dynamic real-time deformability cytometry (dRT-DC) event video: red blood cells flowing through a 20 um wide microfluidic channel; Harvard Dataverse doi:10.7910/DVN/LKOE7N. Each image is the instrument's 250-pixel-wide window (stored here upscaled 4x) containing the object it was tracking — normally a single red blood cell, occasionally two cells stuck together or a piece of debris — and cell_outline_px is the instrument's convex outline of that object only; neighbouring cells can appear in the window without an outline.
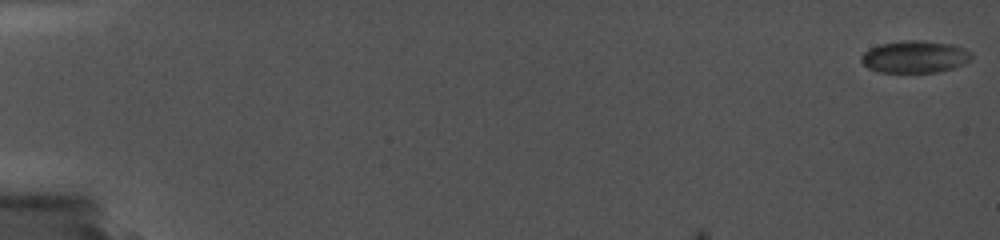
{"species": "common noctule bat (a hibernating species)", "species_latin": "Nyctalus noctula", "temperature_condition": "cold", "stored_images_in_passage": 9, "camera_frame_rate_fps": 5000, "um_per_image_px": 0.085, "animal": {"sex": "female", "body_mass_g": 19.0, "forearm_length_mm": 56.7}, "frame": {"image": 1, "passage_image": 1, "time_ms": 0.0, "image_size_px": [1000, 240], "cell_outline_px": [[972, 60], [952, 68], [936, 72], [880, 72], [868, 68], [860, 60], [860, 56], [868, 48], [880, 44], [904, 40], [920, 40], [956, 44], [972, 52]], "centroid_in_image_um": [77.77, 4.81], "position_along_channel_um": 7.2, "area_um2": 20.87}}